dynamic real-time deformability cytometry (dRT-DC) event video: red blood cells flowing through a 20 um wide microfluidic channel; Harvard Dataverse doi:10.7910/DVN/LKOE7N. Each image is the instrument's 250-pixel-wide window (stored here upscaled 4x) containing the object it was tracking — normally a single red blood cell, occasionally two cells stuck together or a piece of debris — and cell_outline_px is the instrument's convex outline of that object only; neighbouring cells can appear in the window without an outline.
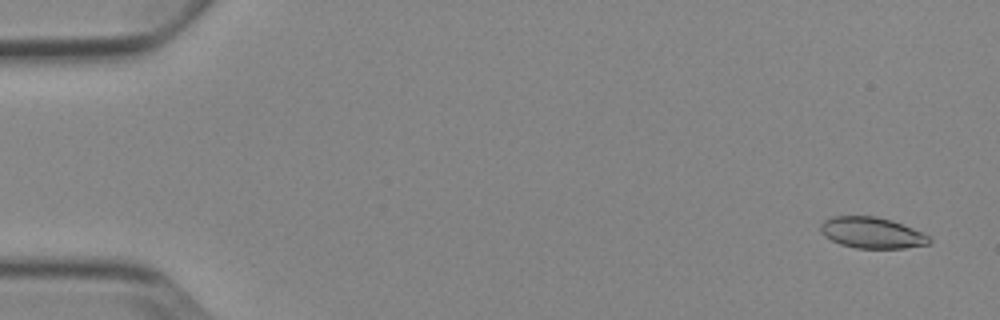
{"species": "Egyptian fruit bat (a non-hibernating species)", "species_latin": "Rousettus aegyptiacus", "temperature_condition": "cold", "stored_images_in_passage": 53, "camera_frame_rate_fps": 3000, "um_per_image_px": 0.085, "animal": {"sex": "female"}, "frame": {"image": 1, "passage_image": 3, "time_ms": 0.667, "image_size_px": [1000, 320], "cell_outline_px": [[932, 240], [928, 244], [904, 248], [856, 248], [840, 244], [824, 236], [820, 232], [820, 224], [824, 220], [832, 216], [876, 216], [892, 220], [912, 228], [928, 236]], "centroid_in_image_um": [74.07, 19.78], "position_along_channel_um": 10.9, "area_um2": 19.65}}
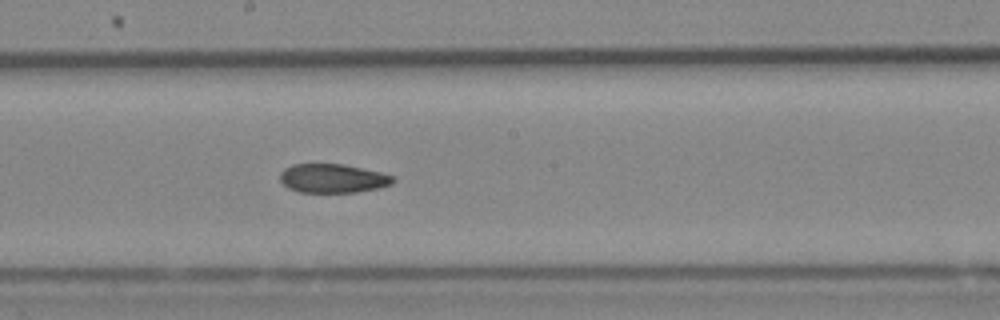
{"frame": {"image": 2, "passage_image": 30, "time_ms": 9.667, "image_size_px": [1000, 320], "cell_outline_px": [[396, 180], [392, 184], [380, 188], [356, 192], [300, 192], [288, 188], [280, 180], [280, 172], [284, 168], [292, 164], [344, 164], [380, 172], [392, 176]], "centroid_in_image_um": [28.28, 15.16], "position_along_channel_um": 219.9, "area_um2": 19.07}}
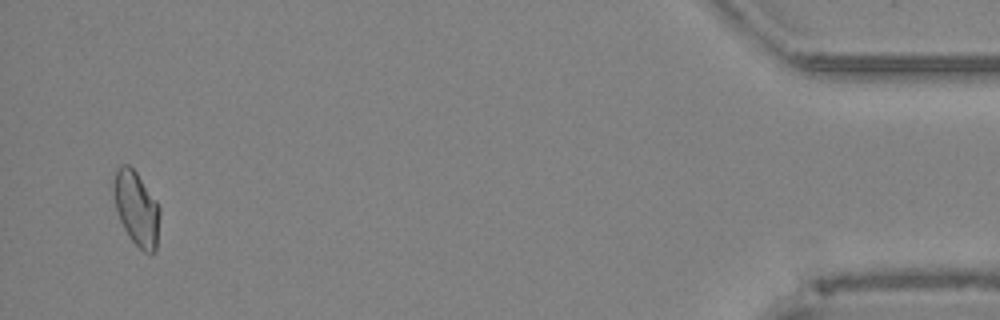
{"frame": {"image": 3, "passage_image": 52, "time_ms": 17.0, "image_size_px": [1000, 320], "cell_outline_px": [[160, 212], [156, 248], [152, 252], [144, 252], [128, 236], [120, 220], [116, 208], [112, 192], [112, 184], [116, 168], [120, 164], [128, 164], [136, 172], [156, 200], [160, 208]], "centroid_in_image_um": [11.57, 17.67], "position_along_channel_um": 423.6, "area_um2": 19.94}, "authors_computed_cell_mechanics": {"area_um2": 19.9988, "velocity_mm_per_s": 3.8463, "shape_relaxation_time_tau1_ms": null, "shape_relaxation_time_tau2_ms": 4.1993, "deformation_change_tau1": null, "deformation_change_tau2": 0.0857}}